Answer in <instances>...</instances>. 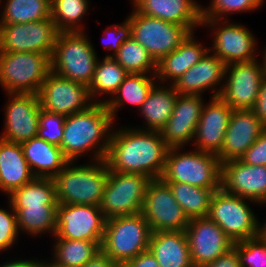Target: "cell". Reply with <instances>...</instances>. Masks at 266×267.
Segmentation results:
<instances>
[{"label":"cell","mask_w":266,"mask_h":267,"mask_svg":"<svg viewBox=\"0 0 266 267\" xmlns=\"http://www.w3.org/2000/svg\"><path fill=\"white\" fill-rule=\"evenodd\" d=\"M168 150L160 131L113 128L104 160L110 171L160 179Z\"/></svg>","instance_id":"6da1fadb"},{"label":"cell","mask_w":266,"mask_h":267,"mask_svg":"<svg viewBox=\"0 0 266 267\" xmlns=\"http://www.w3.org/2000/svg\"><path fill=\"white\" fill-rule=\"evenodd\" d=\"M114 119L105 103H93L86 110L66 116L60 148L68 161H78L92 152L93 161L104 160ZM86 153V154H85Z\"/></svg>","instance_id":"7a4b0ae2"},{"label":"cell","mask_w":266,"mask_h":267,"mask_svg":"<svg viewBox=\"0 0 266 267\" xmlns=\"http://www.w3.org/2000/svg\"><path fill=\"white\" fill-rule=\"evenodd\" d=\"M108 175L109 168L105 160L77 166L76 161H68L53 178L58 204L99 206Z\"/></svg>","instance_id":"3957f363"},{"label":"cell","mask_w":266,"mask_h":267,"mask_svg":"<svg viewBox=\"0 0 266 267\" xmlns=\"http://www.w3.org/2000/svg\"><path fill=\"white\" fill-rule=\"evenodd\" d=\"M85 31L59 32L51 54V71L72 81L90 85L98 56Z\"/></svg>","instance_id":"277c9868"},{"label":"cell","mask_w":266,"mask_h":267,"mask_svg":"<svg viewBox=\"0 0 266 267\" xmlns=\"http://www.w3.org/2000/svg\"><path fill=\"white\" fill-rule=\"evenodd\" d=\"M181 149L184 148H169L160 179L163 182H182L207 189H220L221 163L218 156L196 149L183 153Z\"/></svg>","instance_id":"5b68a950"},{"label":"cell","mask_w":266,"mask_h":267,"mask_svg":"<svg viewBox=\"0 0 266 267\" xmlns=\"http://www.w3.org/2000/svg\"><path fill=\"white\" fill-rule=\"evenodd\" d=\"M151 229L142 213L106 220L101 250L117 265H125L148 250Z\"/></svg>","instance_id":"8992f818"},{"label":"cell","mask_w":266,"mask_h":267,"mask_svg":"<svg viewBox=\"0 0 266 267\" xmlns=\"http://www.w3.org/2000/svg\"><path fill=\"white\" fill-rule=\"evenodd\" d=\"M50 57L34 52H0V86L5 94H38L51 72Z\"/></svg>","instance_id":"52a82bcc"},{"label":"cell","mask_w":266,"mask_h":267,"mask_svg":"<svg viewBox=\"0 0 266 267\" xmlns=\"http://www.w3.org/2000/svg\"><path fill=\"white\" fill-rule=\"evenodd\" d=\"M251 203L257 204L220 188L213 194L208 217L218 224L234 243L254 238L258 236L259 219L251 209Z\"/></svg>","instance_id":"ba28073f"},{"label":"cell","mask_w":266,"mask_h":267,"mask_svg":"<svg viewBox=\"0 0 266 267\" xmlns=\"http://www.w3.org/2000/svg\"><path fill=\"white\" fill-rule=\"evenodd\" d=\"M150 177L110 171L99 205L106 220L141 213Z\"/></svg>","instance_id":"9c48e42d"},{"label":"cell","mask_w":266,"mask_h":267,"mask_svg":"<svg viewBox=\"0 0 266 267\" xmlns=\"http://www.w3.org/2000/svg\"><path fill=\"white\" fill-rule=\"evenodd\" d=\"M132 37L158 62L174 51L191 33L186 26L145 16L133 8L128 16Z\"/></svg>","instance_id":"30bf717a"},{"label":"cell","mask_w":266,"mask_h":267,"mask_svg":"<svg viewBox=\"0 0 266 267\" xmlns=\"http://www.w3.org/2000/svg\"><path fill=\"white\" fill-rule=\"evenodd\" d=\"M265 76L266 68L257 59L228 64L219 97L233 110L252 109Z\"/></svg>","instance_id":"8fae6325"},{"label":"cell","mask_w":266,"mask_h":267,"mask_svg":"<svg viewBox=\"0 0 266 267\" xmlns=\"http://www.w3.org/2000/svg\"><path fill=\"white\" fill-rule=\"evenodd\" d=\"M201 26L214 30L213 45L209 47V51L218 56L226 65L258 58L256 38L246 26L231 23L230 19H203Z\"/></svg>","instance_id":"7c38bea8"},{"label":"cell","mask_w":266,"mask_h":267,"mask_svg":"<svg viewBox=\"0 0 266 267\" xmlns=\"http://www.w3.org/2000/svg\"><path fill=\"white\" fill-rule=\"evenodd\" d=\"M58 33L52 18L29 23L0 24V52L51 55Z\"/></svg>","instance_id":"4fadbf2b"},{"label":"cell","mask_w":266,"mask_h":267,"mask_svg":"<svg viewBox=\"0 0 266 267\" xmlns=\"http://www.w3.org/2000/svg\"><path fill=\"white\" fill-rule=\"evenodd\" d=\"M141 213L151 232L185 231L189 219L175 200L170 187L161 179H153L147 187Z\"/></svg>","instance_id":"5bb4252c"},{"label":"cell","mask_w":266,"mask_h":267,"mask_svg":"<svg viewBox=\"0 0 266 267\" xmlns=\"http://www.w3.org/2000/svg\"><path fill=\"white\" fill-rule=\"evenodd\" d=\"M106 218L99 206L58 204L53 237L102 242Z\"/></svg>","instance_id":"9a60e30c"},{"label":"cell","mask_w":266,"mask_h":267,"mask_svg":"<svg viewBox=\"0 0 266 267\" xmlns=\"http://www.w3.org/2000/svg\"><path fill=\"white\" fill-rule=\"evenodd\" d=\"M41 109L63 116L86 110L94 102L88 87L50 72L38 93Z\"/></svg>","instance_id":"2e32d148"},{"label":"cell","mask_w":266,"mask_h":267,"mask_svg":"<svg viewBox=\"0 0 266 267\" xmlns=\"http://www.w3.org/2000/svg\"><path fill=\"white\" fill-rule=\"evenodd\" d=\"M4 130L0 138L21 144L38 134L40 99L34 93H6Z\"/></svg>","instance_id":"e0dca14e"},{"label":"cell","mask_w":266,"mask_h":267,"mask_svg":"<svg viewBox=\"0 0 266 267\" xmlns=\"http://www.w3.org/2000/svg\"><path fill=\"white\" fill-rule=\"evenodd\" d=\"M185 232L194 267L213 262L234 245L223 229L208 216L189 220Z\"/></svg>","instance_id":"ac0fdd59"},{"label":"cell","mask_w":266,"mask_h":267,"mask_svg":"<svg viewBox=\"0 0 266 267\" xmlns=\"http://www.w3.org/2000/svg\"><path fill=\"white\" fill-rule=\"evenodd\" d=\"M203 96L178 94L173 112L160 130L163 140L169 148H184L192 141L202 109ZM188 143V144H187Z\"/></svg>","instance_id":"d6986e66"},{"label":"cell","mask_w":266,"mask_h":267,"mask_svg":"<svg viewBox=\"0 0 266 267\" xmlns=\"http://www.w3.org/2000/svg\"><path fill=\"white\" fill-rule=\"evenodd\" d=\"M221 188L262 205L266 202V166L245 164L240 159L224 162Z\"/></svg>","instance_id":"ffe728a7"},{"label":"cell","mask_w":266,"mask_h":267,"mask_svg":"<svg viewBox=\"0 0 266 267\" xmlns=\"http://www.w3.org/2000/svg\"><path fill=\"white\" fill-rule=\"evenodd\" d=\"M210 98L203 106L194 143L190 144L196 150L217 155L222 149L233 109L219 96Z\"/></svg>","instance_id":"44dd1931"},{"label":"cell","mask_w":266,"mask_h":267,"mask_svg":"<svg viewBox=\"0 0 266 267\" xmlns=\"http://www.w3.org/2000/svg\"><path fill=\"white\" fill-rule=\"evenodd\" d=\"M265 129L251 109L233 110L222 149L217 154L220 163L240 159Z\"/></svg>","instance_id":"7402d4cb"},{"label":"cell","mask_w":266,"mask_h":267,"mask_svg":"<svg viewBox=\"0 0 266 267\" xmlns=\"http://www.w3.org/2000/svg\"><path fill=\"white\" fill-rule=\"evenodd\" d=\"M225 69L226 64L208 51L199 62L177 79L173 86L178 94L202 96L206 90H214L212 97H217L223 88Z\"/></svg>","instance_id":"603a6c76"},{"label":"cell","mask_w":266,"mask_h":267,"mask_svg":"<svg viewBox=\"0 0 266 267\" xmlns=\"http://www.w3.org/2000/svg\"><path fill=\"white\" fill-rule=\"evenodd\" d=\"M141 14L186 26L191 32L201 27L202 5L194 0H131Z\"/></svg>","instance_id":"cb8c5ba5"},{"label":"cell","mask_w":266,"mask_h":267,"mask_svg":"<svg viewBox=\"0 0 266 267\" xmlns=\"http://www.w3.org/2000/svg\"><path fill=\"white\" fill-rule=\"evenodd\" d=\"M194 35L195 32H191L174 51L157 62L156 79L159 83L173 84L209 51Z\"/></svg>","instance_id":"d4e9b609"},{"label":"cell","mask_w":266,"mask_h":267,"mask_svg":"<svg viewBox=\"0 0 266 267\" xmlns=\"http://www.w3.org/2000/svg\"><path fill=\"white\" fill-rule=\"evenodd\" d=\"M35 178L20 144L0 138V190L8 196Z\"/></svg>","instance_id":"484cf974"},{"label":"cell","mask_w":266,"mask_h":267,"mask_svg":"<svg viewBox=\"0 0 266 267\" xmlns=\"http://www.w3.org/2000/svg\"><path fill=\"white\" fill-rule=\"evenodd\" d=\"M148 249L160 267H194L185 231L153 232Z\"/></svg>","instance_id":"4316f807"},{"label":"cell","mask_w":266,"mask_h":267,"mask_svg":"<svg viewBox=\"0 0 266 267\" xmlns=\"http://www.w3.org/2000/svg\"><path fill=\"white\" fill-rule=\"evenodd\" d=\"M20 145L35 177L54 178L68 162L60 147L38 136Z\"/></svg>","instance_id":"83f0119b"},{"label":"cell","mask_w":266,"mask_h":267,"mask_svg":"<svg viewBox=\"0 0 266 267\" xmlns=\"http://www.w3.org/2000/svg\"><path fill=\"white\" fill-rule=\"evenodd\" d=\"M159 85V86H158ZM161 85V86H160ZM163 85V86H162ZM157 82L149 93L147 99L142 103L139 111L145 119V127L140 130L160 131L170 118L178 93L173 84ZM169 85V86H168Z\"/></svg>","instance_id":"f1b7e54d"},{"label":"cell","mask_w":266,"mask_h":267,"mask_svg":"<svg viewBox=\"0 0 266 267\" xmlns=\"http://www.w3.org/2000/svg\"><path fill=\"white\" fill-rule=\"evenodd\" d=\"M157 82L156 75L130 73L114 95L110 99H104L102 103H105L113 119H116V113L124 104H130L140 109Z\"/></svg>","instance_id":"f546056e"},{"label":"cell","mask_w":266,"mask_h":267,"mask_svg":"<svg viewBox=\"0 0 266 267\" xmlns=\"http://www.w3.org/2000/svg\"><path fill=\"white\" fill-rule=\"evenodd\" d=\"M165 183L189 220L208 216L213 194L218 189H207L182 182Z\"/></svg>","instance_id":"4dcf8cb0"},{"label":"cell","mask_w":266,"mask_h":267,"mask_svg":"<svg viewBox=\"0 0 266 267\" xmlns=\"http://www.w3.org/2000/svg\"><path fill=\"white\" fill-rule=\"evenodd\" d=\"M16 212L19 231L40 236L56 232L57 206H12ZM42 233V234H41Z\"/></svg>","instance_id":"1f68e13d"},{"label":"cell","mask_w":266,"mask_h":267,"mask_svg":"<svg viewBox=\"0 0 266 267\" xmlns=\"http://www.w3.org/2000/svg\"><path fill=\"white\" fill-rule=\"evenodd\" d=\"M128 74L113 57L105 56L102 61L98 58L93 79L88 86L91 100L94 103H102V100L98 99L102 94L109 95L110 99Z\"/></svg>","instance_id":"d6a6232c"},{"label":"cell","mask_w":266,"mask_h":267,"mask_svg":"<svg viewBox=\"0 0 266 267\" xmlns=\"http://www.w3.org/2000/svg\"><path fill=\"white\" fill-rule=\"evenodd\" d=\"M52 262L63 267H83L99 251L102 242L55 238Z\"/></svg>","instance_id":"836d02e7"},{"label":"cell","mask_w":266,"mask_h":267,"mask_svg":"<svg viewBox=\"0 0 266 267\" xmlns=\"http://www.w3.org/2000/svg\"><path fill=\"white\" fill-rule=\"evenodd\" d=\"M8 200L12 206H58L53 178L35 177L14 190Z\"/></svg>","instance_id":"e575fe53"},{"label":"cell","mask_w":266,"mask_h":267,"mask_svg":"<svg viewBox=\"0 0 266 267\" xmlns=\"http://www.w3.org/2000/svg\"><path fill=\"white\" fill-rule=\"evenodd\" d=\"M0 24L36 22L51 18V0H7Z\"/></svg>","instance_id":"d590c367"},{"label":"cell","mask_w":266,"mask_h":267,"mask_svg":"<svg viewBox=\"0 0 266 267\" xmlns=\"http://www.w3.org/2000/svg\"><path fill=\"white\" fill-rule=\"evenodd\" d=\"M113 58L129 74L152 73L156 75L157 62L132 36L121 45L119 51Z\"/></svg>","instance_id":"8d00e7d4"},{"label":"cell","mask_w":266,"mask_h":267,"mask_svg":"<svg viewBox=\"0 0 266 267\" xmlns=\"http://www.w3.org/2000/svg\"><path fill=\"white\" fill-rule=\"evenodd\" d=\"M89 5V0H51V18L58 31H85L81 21Z\"/></svg>","instance_id":"74e56055"},{"label":"cell","mask_w":266,"mask_h":267,"mask_svg":"<svg viewBox=\"0 0 266 267\" xmlns=\"http://www.w3.org/2000/svg\"><path fill=\"white\" fill-rule=\"evenodd\" d=\"M264 1L265 0H211L208 7H202V18L227 20L228 18L225 16L229 14L258 10L263 6Z\"/></svg>","instance_id":"f35d334b"},{"label":"cell","mask_w":266,"mask_h":267,"mask_svg":"<svg viewBox=\"0 0 266 267\" xmlns=\"http://www.w3.org/2000/svg\"><path fill=\"white\" fill-rule=\"evenodd\" d=\"M241 267H266V242L259 236L234 243Z\"/></svg>","instance_id":"ab89813d"},{"label":"cell","mask_w":266,"mask_h":267,"mask_svg":"<svg viewBox=\"0 0 266 267\" xmlns=\"http://www.w3.org/2000/svg\"><path fill=\"white\" fill-rule=\"evenodd\" d=\"M66 116L53 114L41 109L37 136L50 144L60 147Z\"/></svg>","instance_id":"60d3db41"},{"label":"cell","mask_w":266,"mask_h":267,"mask_svg":"<svg viewBox=\"0 0 266 267\" xmlns=\"http://www.w3.org/2000/svg\"><path fill=\"white\" fill-rule=\"evenodd\" d=\"M9 202L8 209L0 208V252L7 251L15 245L18 240L19 233L16 212Z\"/></svg>","instance_id":"b9f144b4"},{"label":"cell","mask_w":266,"mask_h":267,"mask_svg":"<svg viewBox=\"0 0 266 267\" xmlns=\"http://www.w3.org/2000/svg\"><path fill=\"white\" fill-rule=\"evenodd\" d=\"M104 38L106 41L104 48L106 51L112 49L111 55L108 53L106 57H113L120 49L121 45L127 41L131 36V22L128 18L124 19V22L116 25L113 24L104 30Z\"/></svg>","instance_id":"7bdbcfd3"},{"label":"cell","mask_w":266,"mask_h":267,"mask_svg":"<svg viewBox=\"0 0 266 267\" xmlns=\"http://www.w3.org/2000/svg\"><path fill=\"white\" fill-rule=\"evenodd\" d=\"M245 164L266 166V129L240 158Z\"/></svg>","instance_id":"ee69618b"},{"label":"cell","mask_w":266,"mask_h":267,"mask_svg":"<svg viewBox=\"0 0 266 267\" xmlns=\"http://www.w3.org/2000/svg\"><path fill=\"white\" fill-rule=\"evenodd\" d=\"M202 267H241L238 251L232 247L228 252L218 257L213 262Z\"/></svg>","instance_id":"f6af8a7d"},{"label":"cell","mask_w":266,"mask_h":267,"mask_svg":"<svg viewBox=\"0 0 266 267\" xmlns=\"http://www.w3.org/2000/svg\"><path fill=\"white\" fill-rule=\"evenodd\" d=\"M126 267H160L159 262L155 256L148 250L140 253L133 259H130Z\"/></svg>","instance_id":"bcb514c9"},{"label":"cell","mask_w":266,"mask_h":267,"mask_svg":"<svg viewBox=\"0 0 266 267\" xmlns=\"http://www.w3.org/2000/svg\"><path fill=\"white\" fill-rule=\"evenodd\" d=\"M251 110L266 126V76L262 80L258 98Z\"/></svg>","instance_id":"7dc6e473"},{"label":"cell","mask_w":266,"mask_h":267,"mask_svg":"<svg viewBox=\"0 0 266 267\" xmlns=\"http://www.w3.org/2000/svg\"><path fill=\"white\" fill-rule=\"evenodd\" d=\"M83 267H117L108 255L102 250L90 259Z\"/></svg>","instance_id":"c3c4849f"},{"label":"cell","mask_w":266,"mask_h":267,"mask_svg":"<svg viewBox=\"0 0 266 267\" xmlns=\"http://www.w3.org/2000/svg\"><path fill=\"white\" fill-rule=\"evenodd\" d=\"M41 260H37V258H33V259H18V260H9L7 262L4 263H0V267H40L41 265Z\"/></svg>","instance_id":"681fc988"},{"label":"cell","mask_w":266,"mask_h":267,"mask_svg":"<svg viewBox=\"0 0 266 267\" xmlns=\"http://www.w3.org/2000/svg\"><path fill=\"white\" fill-rule=\"evenodd\" d=\"M262 204H266V202L265 203H262ZM263 224V225H262ZM261 224V222H259V225H258V236L262 239V240H264L265 242H266V221H265V223H264V221H263V223Z\"/></svg>","instance_id":"f907efd6"},{"label":"cell","mask_w":266,"mask_h":267,"mask_svg":"<svg viewBox=\"0 0 266 267\" xmlns=\"http://www.w3.org/2000/svg\"><path fill=\"white\" fill-rule=\"evenodd\" d=\"M40 267H63V266L55 264L51 260H50V262L46 261V260H42Z\"/></svg>","instance_id":"816d5d0a"},{"label":"cell","mask_w":266,"mask_h":267,"mask_svg":"<svg viewBox=\"0 0 266 267\" xmlns=\"http://www.w3.org/2000/svg\"><path fill=\"white\" fill-rule=\"evenodd\" d=\"M263 52V55H262V61H263V64L266 68V47L264 48V51Z\"/></svg>","instance_id":"f5cc1de1"},{"label":"cell","mask_w":266,"mask_h":267,"mask_svg":"<svg viewBox=\"0 0 266 267\" xmlns=\"http://www.w3.org/2000/svg\"><path fill=\"white\" fill-rule=\"evenodd\" d=\"M117 267H126L125 265H117Z\"/></svg>","instance_id":"db71d44e"}]
</instances>
